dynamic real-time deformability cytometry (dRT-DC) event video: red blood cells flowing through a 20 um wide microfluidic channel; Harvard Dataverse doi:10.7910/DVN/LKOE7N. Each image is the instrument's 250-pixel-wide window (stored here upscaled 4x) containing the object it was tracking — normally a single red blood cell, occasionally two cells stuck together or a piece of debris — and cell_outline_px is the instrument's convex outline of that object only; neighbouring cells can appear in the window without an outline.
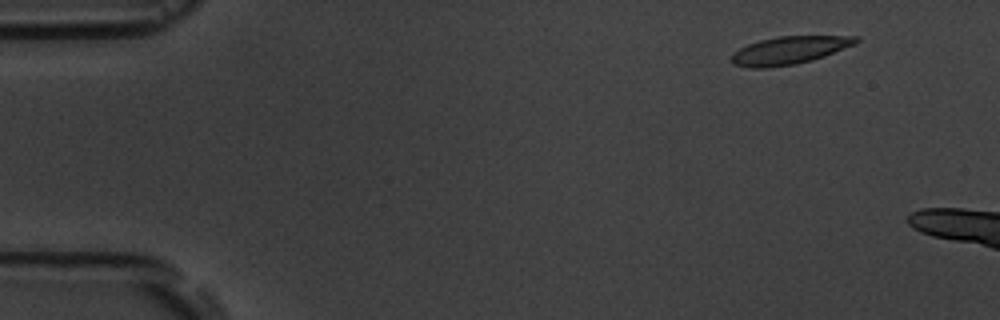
{"species": "common noctule bat (a hibernating species)", "species_latin": "Nyctalus noctula", "temperature_condition": "room temperature", "stored_images_in_passage": 4, "camera_frame_rate_fps": 3000, "um_per_image_px": 0.085, "animal": {"sex": "male", "body_mass_g": 19.5, "forearm_length_mm": 54.6}, "frame": {"image": 1, "passage_image": 2, "time_ms": 1.0, "image_size_px": [1000, 320], "cell_outline_px": [[860, 40], [856, 44], [824, 56], [812, 60], [796, 64], [768, 68], [748, 68], [732, 64], [728, 60], [732, 52], [748, 44], [760, 40], [776, 36], [860, 36]], "centroid_in_image_um": [67.04, 4.28], "position_along_channel_um": 18.0, "area_um2": 20.52}}